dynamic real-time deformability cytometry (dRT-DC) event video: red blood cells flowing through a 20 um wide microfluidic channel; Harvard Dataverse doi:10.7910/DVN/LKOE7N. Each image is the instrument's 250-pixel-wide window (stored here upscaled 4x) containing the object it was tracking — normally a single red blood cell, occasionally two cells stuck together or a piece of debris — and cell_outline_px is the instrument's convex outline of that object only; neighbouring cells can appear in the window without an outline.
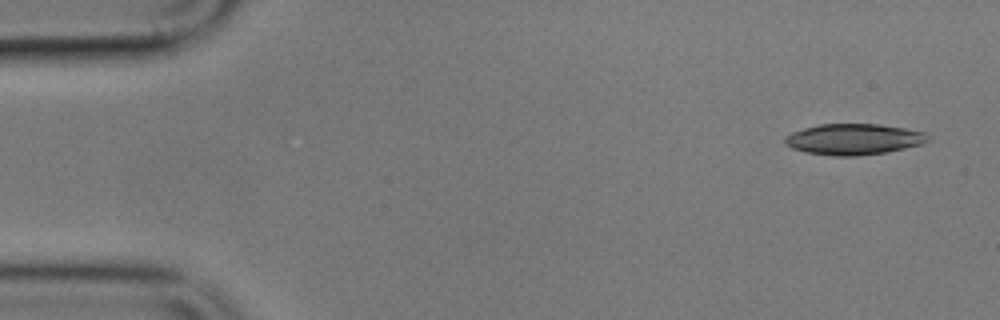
{"species": "common noctule bat (a hibernating species)", "species_latin": "Nyctalus noctula", "temperature_condition": "cold", "stored_images_in_passage": 4, "camera_frame_rate_fps": 3000, "um_per_image_px": 0.085, "animal": {"sex": "male", "body_mass_g": 17.9}, "frame": {"image": 1, "passage_image": 1, "time_ms": 0.0, "image_size_px": [1000, 320], "cell_outline_px": [[932, 140], [924, 144], [884, 152], [856, 156], [832, 156], [804, 152], [792, 148], [784, 144], [784, 136], [792, 132], [804, 128], [820, 124], [880, 124], [904, 128], [924, 132], [932, 136]], "centroid_in_image_um": [72.58, 11.83], "position_along_channel_um": 12.4, "area_um2": 26.07}}
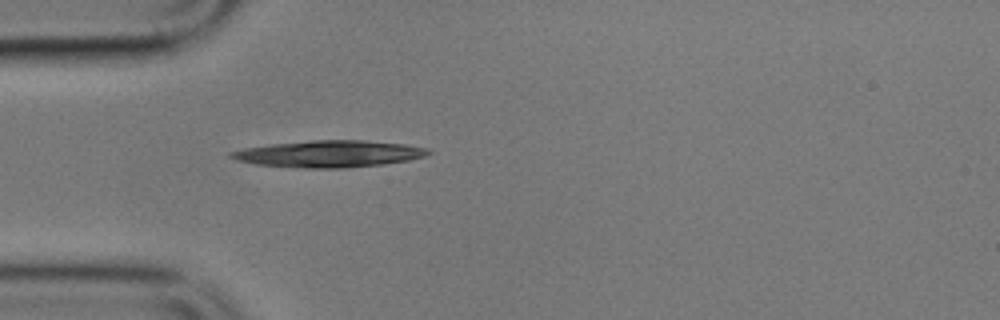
{"frame": {"image": 2, "passage_image": 4, "time_ms": 4.333, "image_size_px": [1000, 320], "cell_outline_px": [[432, 152], [424, 156], [408, 160], [384, 164], [344, 168], [304, 168], [256, 164], [236, 160], [228, 156], [228, 152], [244, 148], [272, 144], [312, 140], [364, 140], [404, 144], [428, 148]], "centroid_in_image_um": [27.96, 13.07], "position_along_channel_um": 57.0, "area_um2": 30.69}}